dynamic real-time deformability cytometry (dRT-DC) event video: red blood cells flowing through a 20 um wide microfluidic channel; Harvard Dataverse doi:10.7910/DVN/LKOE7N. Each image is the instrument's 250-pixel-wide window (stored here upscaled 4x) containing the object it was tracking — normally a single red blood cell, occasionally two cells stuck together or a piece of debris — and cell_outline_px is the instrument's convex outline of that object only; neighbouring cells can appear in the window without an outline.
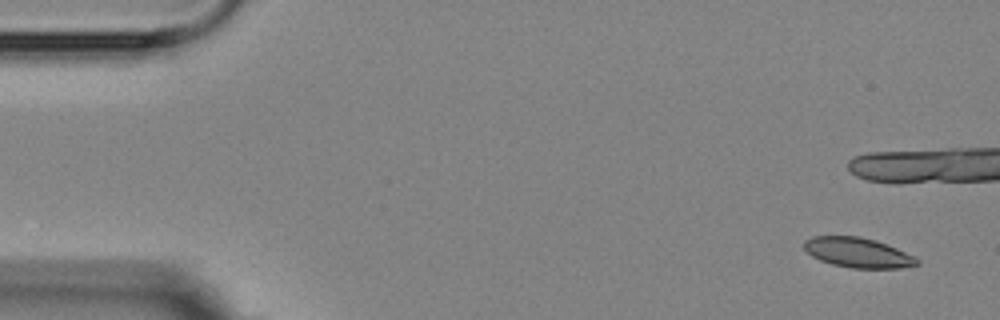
{"species": "Egyptian fruit bat (a non-hibernating species)", "species_latin": "Rousettus aegyptiacus", "temperature_condition": "room temperature", "stored_images_in_passage": 6, "camera_frame_rate_fps": 3000, "um_per_image_px": 0.085, "animal": {"sex": "female"}, "frame": {"image": 1, "passage_image": 1, "time_ms": 0.0, "image_size_px": [1000, 320], "cell_outline_px": [[920, 264], [900, 268], [852, 268], [832, 264], [820, 260], [812, 256], [804, 248], [804, 240], [812, 236], [860, 236], [876, 240], [888, 244], [916, 256], [920, 260]], "centroid_in_image_um": [72.96, 21.46], "position_along_channel_um": 12.0, "area_um2": 19.88}}